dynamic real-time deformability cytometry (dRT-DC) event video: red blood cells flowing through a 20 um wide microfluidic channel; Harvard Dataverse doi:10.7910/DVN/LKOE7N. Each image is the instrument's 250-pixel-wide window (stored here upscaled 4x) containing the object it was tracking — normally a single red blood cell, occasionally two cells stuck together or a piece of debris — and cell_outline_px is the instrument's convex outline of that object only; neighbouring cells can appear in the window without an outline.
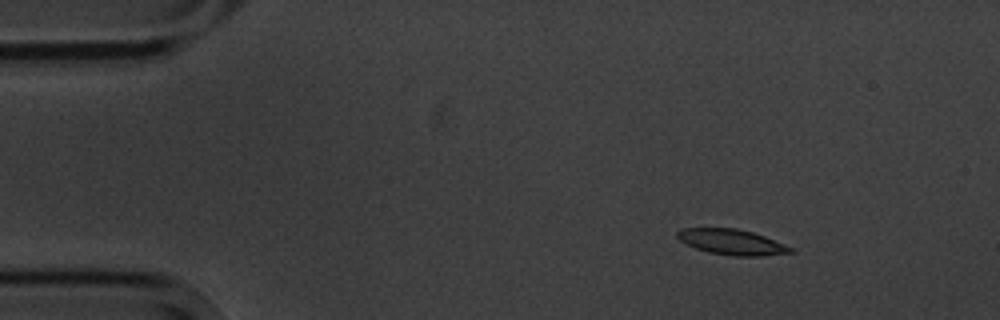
{"species": "common noctule bat (a hibernating species)", "species_latin": "Nyctalus noctula", "temperature_condition": "cold", "stored_images_in_passage": 4, "camera_frame_rate_fps": 3000, "um_per_image_px": 0.085, "animal": {"sex": "male", "body_mass_g": 20.1, "forearm_length_mm": 53.5}, "frame": {"image": 1, "passage_image": 2, "time_ms": 1.0, "image_size_px": [1000, 320], "cell_outline_px": [[796, 252], [764, 256], [732, 256], [708, 252], [696, 248], [680, 240], [676, 236], [676, 232], [680, 228], [736, 228], [752, 232], [764, 236], [796, 248]], "centroid_in_image_um": [62.26, 20.58], "position_along_channel_um": 22.7, "area_um2": 16.99}}